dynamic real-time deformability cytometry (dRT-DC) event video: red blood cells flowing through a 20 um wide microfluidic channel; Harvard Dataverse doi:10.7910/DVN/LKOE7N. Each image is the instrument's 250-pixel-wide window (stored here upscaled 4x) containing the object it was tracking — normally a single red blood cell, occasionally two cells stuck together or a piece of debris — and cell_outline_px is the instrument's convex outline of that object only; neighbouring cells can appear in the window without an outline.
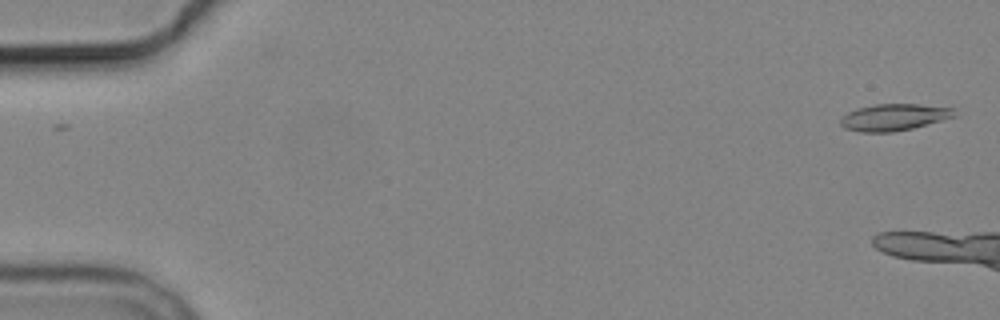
{"species": "common noctule bat (a hibernating species)", "species_latin": "Nyctalus noctula", "temperature_condition": "cold", "stored_images_in_passage": 3, "camera_frame_rate_fps": 3000, "um_per_image_px": 0.085, "animal": {"sex": "male", "body_mass_g": 19.2, "forearm_length_mm": 51.8}, "frame": {"image": 1, "passage_image": 1, "time_ms": 0.0, "image_size_px": [1000, 320], "cell_outline_px": [[956, 116], [912, 128], [892, 132], [860, 132], [844, 128], [840, 124], [840, 120], [848, 112], [856, 108], [876, 104], [920, 104], [956, 108]], "centroid_in_image_um": [76.0, 9.95], "position_along_channel_um": 9.0, "area_um2": 17.74}}